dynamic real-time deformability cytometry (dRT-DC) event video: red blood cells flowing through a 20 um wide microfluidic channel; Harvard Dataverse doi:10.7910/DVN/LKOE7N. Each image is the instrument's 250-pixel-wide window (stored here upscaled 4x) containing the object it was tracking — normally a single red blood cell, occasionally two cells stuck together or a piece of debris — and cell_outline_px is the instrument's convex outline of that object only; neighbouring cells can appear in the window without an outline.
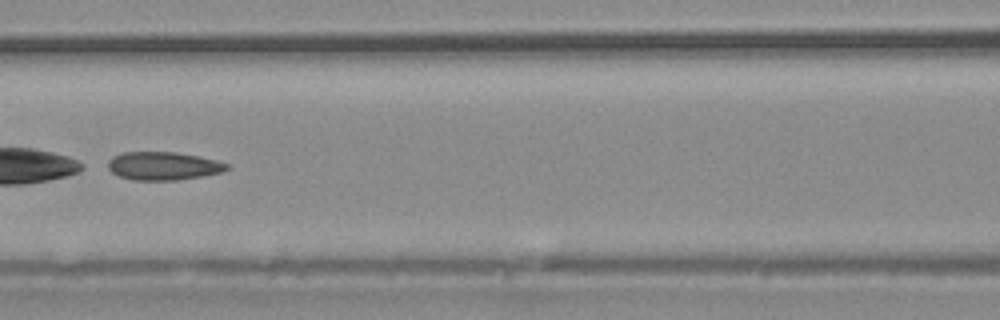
{"species": "common noctule bat (a hibernating species)", "species_latin": "Nyctalus noctula", "temperature_condition": "warm", "stored_images_in_passage": 33, "camera_frame_rate_fps": 3000, "um_per_image_px": 0.085, "animal": {"sex": "male", "body_mass_g": 20.4}, "frame": {"image": 1, "passage_image": 12, "time_ms": 3.667, "image_size_px": [1000, 320], "cell_outline_px": [[232, 168], [220, 172], [180, 180], [132, 180], [120, 176], [112, 172], [108, 168], [108, 160], [112, 156], [124, 152], [176, 152], [200, 156], [216, 160], [228, 164]], "centroid_in_image_um": [13.88, 14.1], "position_along_channel_um": 152.7, "area_um2": 19.59}}